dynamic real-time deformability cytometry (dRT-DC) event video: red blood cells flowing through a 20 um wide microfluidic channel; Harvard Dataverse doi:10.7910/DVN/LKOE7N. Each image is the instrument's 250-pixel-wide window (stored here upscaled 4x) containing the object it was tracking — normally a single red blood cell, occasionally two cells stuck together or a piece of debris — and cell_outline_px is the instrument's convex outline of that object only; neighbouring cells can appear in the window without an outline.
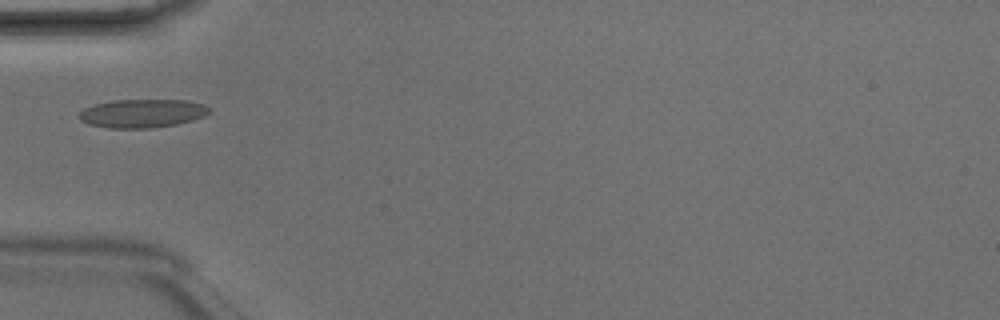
{"species": "Egyptian fruit bat (a non-hibernating species)", "species_latin": "Rousettus aegyptiacus", "temperature_condition": "room temperature", "stored_images_in_passage": 4, "camera_frame_rate_fps": 3000, "um_per_image_px": 0.085, "animal": {"sex": "male"}, "frame": {"image": 1, "passage_image": 3, "time_ms": 0.667, "image_size_px": [1000, 320], "cell_outline_px": [[212, 108], [204, 116], [192, 120], [176, 124], [152, 128], [108, 128], [88, 124], [80, 120], [76, 116], [84, 108], [92, 104], [112, 100], [184, 100], [204, 104]], "centroid_in_image_um": [12.05, 9.63], "position_along_channel_um": 73.0, "area_um2": 21.79}}